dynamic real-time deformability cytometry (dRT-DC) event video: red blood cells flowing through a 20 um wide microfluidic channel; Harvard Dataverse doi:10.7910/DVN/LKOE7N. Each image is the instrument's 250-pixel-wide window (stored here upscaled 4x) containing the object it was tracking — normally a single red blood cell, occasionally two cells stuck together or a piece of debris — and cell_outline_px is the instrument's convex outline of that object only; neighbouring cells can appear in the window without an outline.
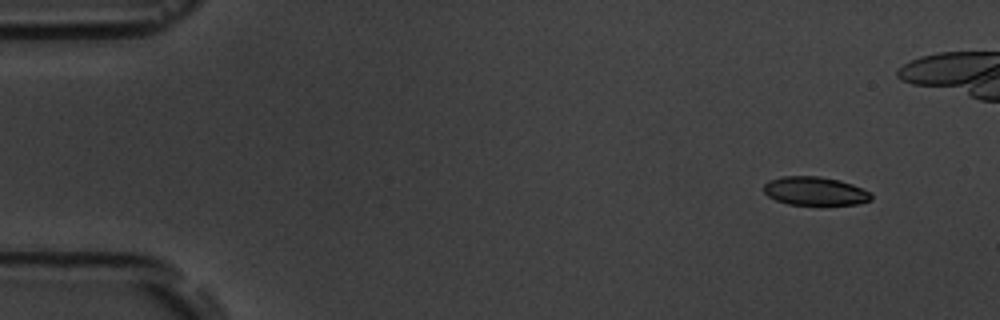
{"species": "common noctule bat (a hibernating species)", "species_latin": "Nyctalus noctula", "temperature_condition": "room temperature", "stored_images_in_passage": 3, "camera_frame_rate_fps": 3000, "um_per_image_px": 0.085, "animal": {"sex": "male", "body_mass_g": 19.5, "forearm_length_mm": 54.6}, "frame": {"image": 1, "passage_image": 1, "time_ms": 0.0, "image_size_px": [1000, 320], "cell_outline_px": [[872, 200], [856, 204], [788, 204], [776, 200], [768, 196], [764, 192], [764, 184], [768, 180], [784, 176], [820, 176], [840, 180], [852, 184], [868, 192], [872, 196]], "centroid_in_image_um": [69.24, 16.23], "position_along_channel_um": 15.8, "area_um2": 17.69}}